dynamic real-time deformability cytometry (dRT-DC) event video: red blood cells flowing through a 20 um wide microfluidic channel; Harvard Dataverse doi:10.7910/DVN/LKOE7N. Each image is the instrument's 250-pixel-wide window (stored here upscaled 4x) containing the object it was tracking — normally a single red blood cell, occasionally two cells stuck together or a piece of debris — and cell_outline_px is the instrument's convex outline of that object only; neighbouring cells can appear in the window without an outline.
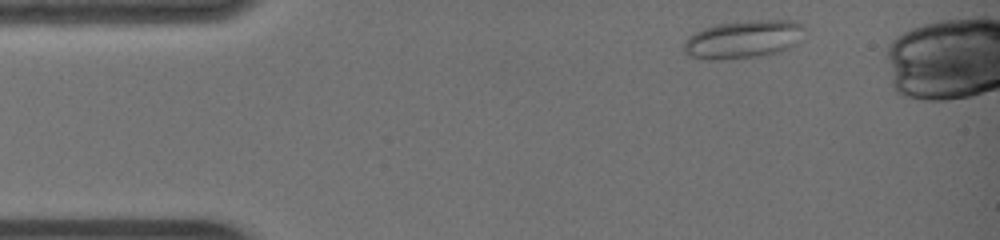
{"species": "common noctule bat (a hibernating species)", "species_latin": "Nyctalus noctula", "temperature_condition": "warm", "stored_images_in_passage": 9, "camera_frame_rate_fps": 3000, "um_per_image_px": 0.085, "animal": {"sex": "female", "body_mass_g": 19.0, "forearm_length_mm": 51.5}, "frame": {"image": 1, "passage_image": 2, "time_ms": 0.333, "image_size_px": [1000, 240], "cell_outline_px": [[804, 28], [796, 44], [780, 52], [768, 56], [720, 60], [708, 60], [688, 56], [684, 52], [684, 44], [688, 36], [704, 28], [716, 24], [744, 20], [792, 20], [804, 24]], "centroid_in_image_um": [63.18, 3.35], "position_along_channel_um": 21.8, "area_um2": 27.17}}